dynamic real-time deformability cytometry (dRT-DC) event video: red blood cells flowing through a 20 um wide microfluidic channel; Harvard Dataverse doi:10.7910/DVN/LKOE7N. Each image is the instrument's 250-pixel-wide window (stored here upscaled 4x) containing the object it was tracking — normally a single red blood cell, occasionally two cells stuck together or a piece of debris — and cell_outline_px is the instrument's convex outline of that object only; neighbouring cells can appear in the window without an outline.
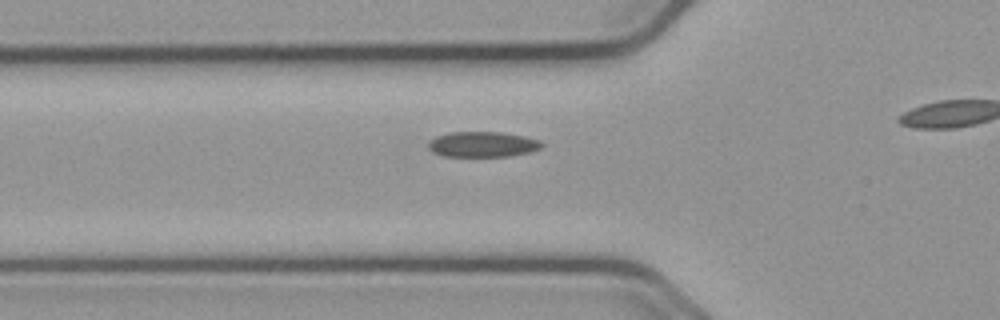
{"species": "common noctule bat (a hibernating species)", "species_latin": "Nyctalus noctula", "temperature_condition": "cold", "stored_images_in_passage": 27, "camera_frame_rate_fps": 3000, "um_per_image_px": 0.085, "animal": {"sex": "male", "body_mass_g": 23.1, "forearm_length_mm": 52.7}, "frame": {"image": 1, "passage_image": 15, "time_ms": 4.667, "image_size_px": [1000, 320], "cell_outline_px": [[544, 144], [540, 148], [528, 152], [508, 156], [440, 156], [432, 152], [428, 148], [428, 144], [436, 136], [448, 132], [500, 132], [524, 136], [540, 140]], "centroid_in_image_um": [41.0, 12.26], "position_along_channel_um": 84.8, "area_um2": 16.76}}
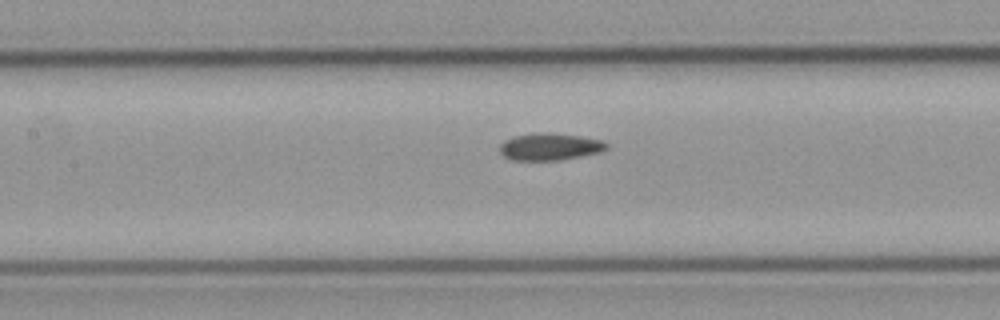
{"frame": {"image": 2, "passage_image": 21, "time_ms": 6.667, "image_size_px": [1000, 320], "cell_outline_px": [[608, 148], [600, 152], [560, 160], [512, 160], [504, 156], [500, 152], [500, 144], [504, 140], [512, 136], [536, 132], [552, 132], [580, 136], [604, 140], [608, 144]], "centroid_in_image_um": [46.73, 12.45], "position_along_channel_um": 160.7, "area_um2": 17.11}}
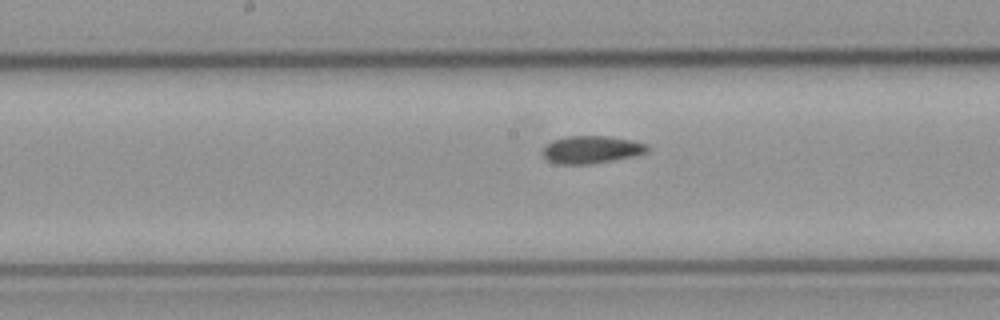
{"frame": {"image": 3, "passage_image": 24, "time_ms": 7.667, "image_size_px": [1000, 320], "cell_outline_px": [[648, 152], [632, 156], [612, 160], [588, 164], [560, 164], [548, 160], [540, 152], [552, 140], [564, 136], [608, 136], [632, 140], [648, 144]], "centroid_in_image_um": [50.26, 12.7], "position_along_channel_um": 197.9, "area_um2": 16.76}}